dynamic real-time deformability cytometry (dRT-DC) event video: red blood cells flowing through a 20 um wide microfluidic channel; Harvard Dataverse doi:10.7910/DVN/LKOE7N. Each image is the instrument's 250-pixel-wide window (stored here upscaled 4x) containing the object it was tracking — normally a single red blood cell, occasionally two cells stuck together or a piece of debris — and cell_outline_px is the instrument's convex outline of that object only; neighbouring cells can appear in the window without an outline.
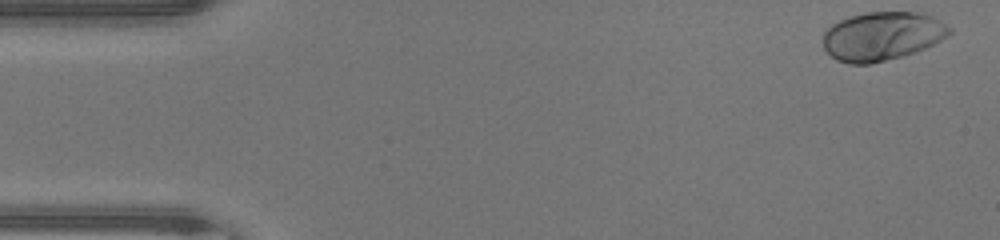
{"species": "human", "species_latin": "Homo sapiens", "temperature_condition": "warm", "stored_images_in_passage": 47, "camera_frame_rate_fps": 3000, "um_per_image_px": 0.085, "donor": {"sex": "male"}, "frame": {"image": 1, "passage_image": 1, "time_ms": 0.0, "image_size_px": [1000, 240], "cell_outline_px": [[952, 32], [948, 36], [924, 48], [900, 56], [868, 64], [848, 64], [836, 60], [824, 48], [824, 32], [832, 24], [848, 16], [864, 12], [916, 12], [932, 16], [952, 28]], "centroid_in_image_um": [74.96, 3.06], "position_along_channel_um": 10.0, "area_um2": 35.6}}
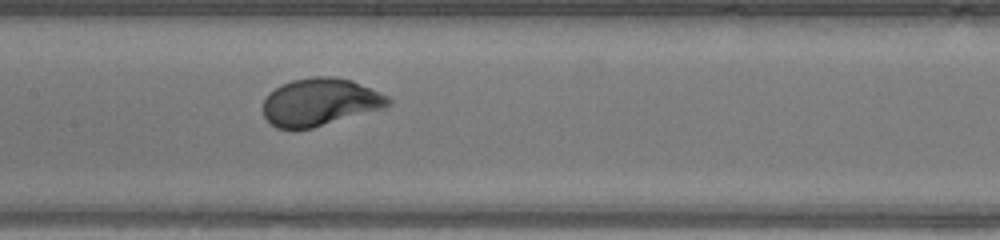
{"frame": {"image": 2, "passage_image": 22, "time_ms": 7.0, "image_size_px": [1000, 240], "cell_outline_px": [[392, 104], [384, 108], [312, 128], [276, 128], [264, 116], [264, 100], [268, 92], [280, 84], [292, 80], [312, 76], [336, 76], [352, 80], [388, 96], [392, 100]], "centroid_in_image_um": [27.2, 8.65], "position_along_channel_um": 180.2, "area_um2": 34.68}}
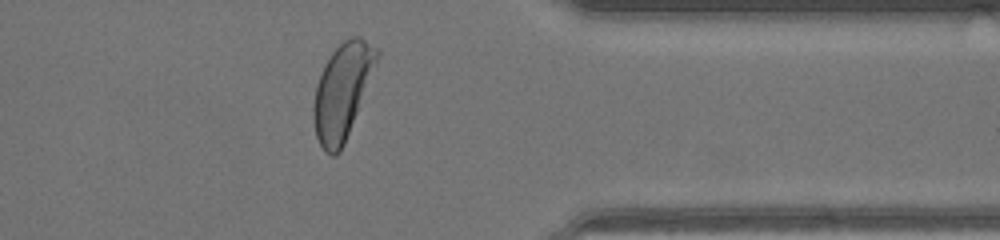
{"frame": {"image": 3, "passage_image": 37, "time_ms": 12.0, "image_size_px": [1000, 240], "cell_outline_px": [[380, 56], [344, 144], [340, 152], [336, 156], [332, 156], [324, 152], [316, 136], [312, 116], [312, 108], [316, 84], [324, 64], [332, 52], [344, 40], [352, 36], [360, 36], [380, 48]], "centroid_in_image_um": [29.1, 7.74], "position_along_channel_um": 382.3, "area_um2": 35.37}, "authors_computed_cell_mechanics": {"area_um2": 34.9112, "velocity_mm_per_s": 4.3212, "shape_relaxation_time_tau1_ms": 2.1382, "shape_relaxation_time_tau2_ms": null, "deformation_change_tau1": 0.173, "deformation_change_tau2": null}}